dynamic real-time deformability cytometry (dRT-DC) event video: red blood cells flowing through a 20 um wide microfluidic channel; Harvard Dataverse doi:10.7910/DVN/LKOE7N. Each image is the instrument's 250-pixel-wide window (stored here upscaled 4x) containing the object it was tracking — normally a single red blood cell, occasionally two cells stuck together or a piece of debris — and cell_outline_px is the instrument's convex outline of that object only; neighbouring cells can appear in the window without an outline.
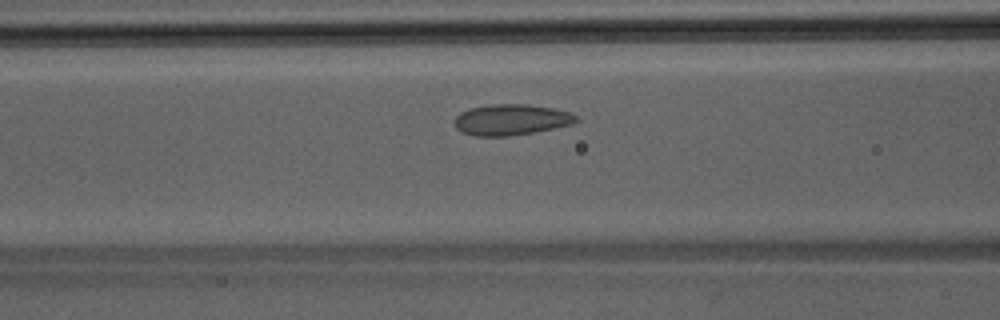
{"species": "Egyptian fruit bat (a non-hibernating species)", "species_latin": "Rousettus aegyptiacus", "temperature_condition": "room temperature", "stored_images_in_passage": 38, "camera_frame_rate_fps": 3000, "um_per_image_px": 0.085, "animal": {"sex": "male"}, "frame": {"image": 1, "passage_image": 10, "time_ms": 3.0, "image_size_px": [1000, 320], "cell_outline_px": [[576, 120], [572, 124], [536, 132], [508, 136], [472, 136], [460, 132], [456, 128], [456, 116], [460, 112], [472, 108], [492, 104], [528, 104], [552, 108], [568, 112], [576, 116]], "centroid_in_image_um": [43.42, 10.18], "position_along_channel_um": 123.2, "area_um2": 21.79}}
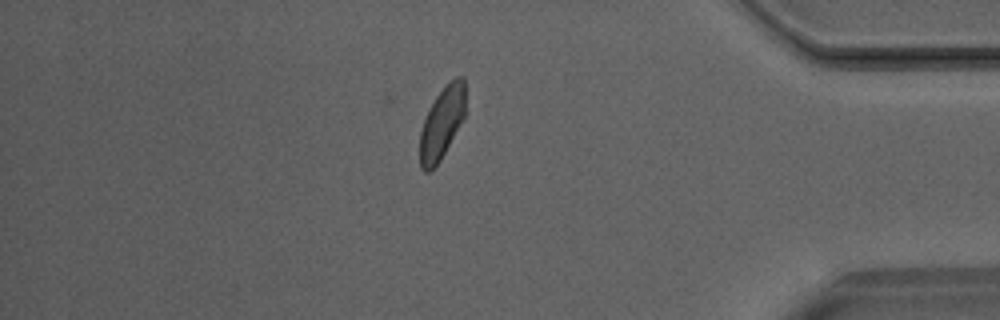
{"frame": {"image": 2, "passage_image": 31, "time_ms": 10.0, "image_size_px": [1000, 320], "cell_outline_px": [[464, 116], [440, 160], [428, 172], [424, 172], [420, 168], [420, 132], [424, 120], [436, 96], [456, 76], [464, 76]], "centroid_in_image_um": [37.54, 10.47], "position_along_channel_um": 397.7, "area_um2": 18.38}}
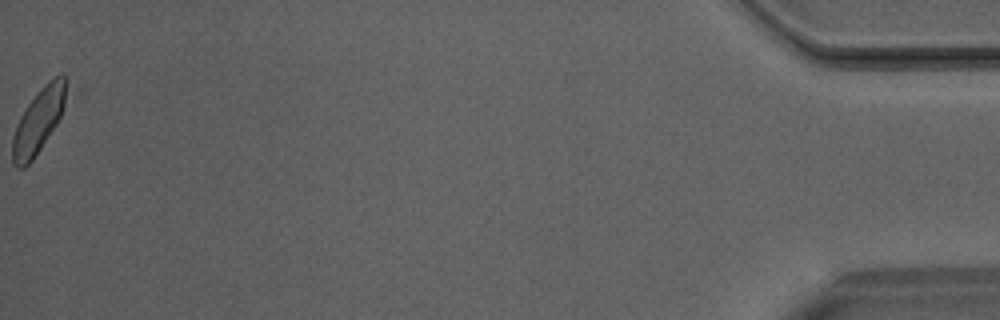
{"frame": {"image": 3, "passage_image": 38, "time_ms": 12.333, "image_size_px": [1000, 320], "cell_outline_px": [[64, 104], [60, 116], [56, 124], [32, 160], [24, 168], [16, 168], [12, 164], [12, 136], [16, 124], [24, 108], [40, 88], [48, 80], [60, 72], [64, 72]], "centroid_in_image_um": [3.21, 10.28], "position_along_channel_um": 432.0, "area_um2": 19.94}}